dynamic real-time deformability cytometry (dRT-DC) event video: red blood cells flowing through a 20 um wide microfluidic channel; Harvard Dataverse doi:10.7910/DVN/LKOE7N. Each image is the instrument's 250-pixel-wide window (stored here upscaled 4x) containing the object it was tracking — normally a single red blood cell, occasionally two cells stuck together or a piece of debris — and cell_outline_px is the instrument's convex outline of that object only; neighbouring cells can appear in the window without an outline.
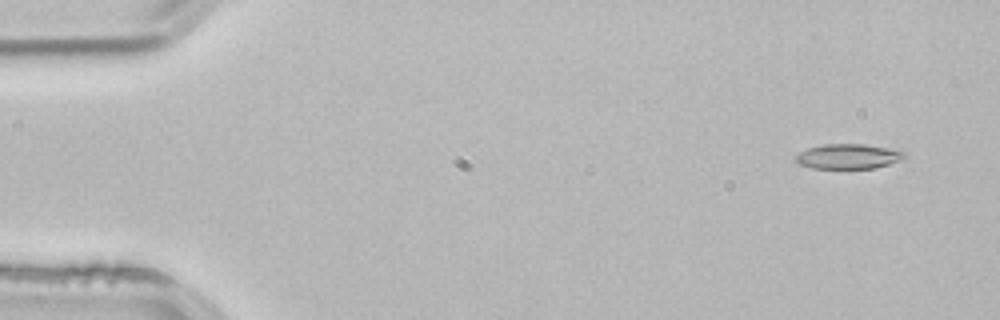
{"species": "common noctule bat (a hibernating species)", "species_latin": "Nyctalus noctula", "temperature_condition": "room temperature", "stored_images_in_passage": 3, "camera_frame_rate_fps": 3000, "um_per_image_px": 0.085, "animal": {"sex": "male", "body_mass_g": 21.5, "forearm_length_mm": 52.0}, "frame": {"image": 1, "passage_image": 1, "time_ms": 0.0, "image_size_px": [1000, 320], "cell_outline_px": [[908, 156], [888, 164], [876, 168], [812, 168], [800, 164], [796, 160], [796, 156], [800, 152], [808, 148], [824, 144], [864, 144], [904, 152]], "centroid_in_image_um": [72.08, 13.29], "position_along_channel_um": 12.9, "area_um2": 15.43}}
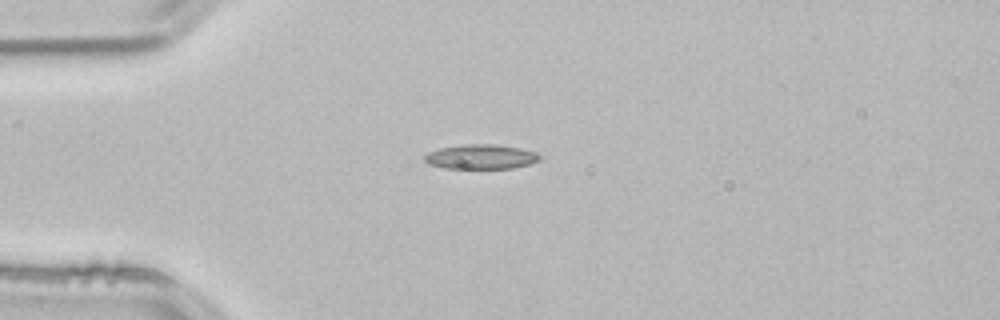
{"frame": {"image": 2, "passage_image": 3, "time_ms": 0.667, "image_size_px": [1000, 320], "cell_outline_px": [[540, 160], [528, 164], [512, 168], [444, 168], [428, 164], [424, 160], [424, 156], [428, 152], [440, 148], [468, 144], [496, 144], [520, 148], [536, 152], [540, 156]], "centroid_in_image_um": [40.87, 13.32], "position_along_channel_um": 44.1, "area_um2": 16.42}}